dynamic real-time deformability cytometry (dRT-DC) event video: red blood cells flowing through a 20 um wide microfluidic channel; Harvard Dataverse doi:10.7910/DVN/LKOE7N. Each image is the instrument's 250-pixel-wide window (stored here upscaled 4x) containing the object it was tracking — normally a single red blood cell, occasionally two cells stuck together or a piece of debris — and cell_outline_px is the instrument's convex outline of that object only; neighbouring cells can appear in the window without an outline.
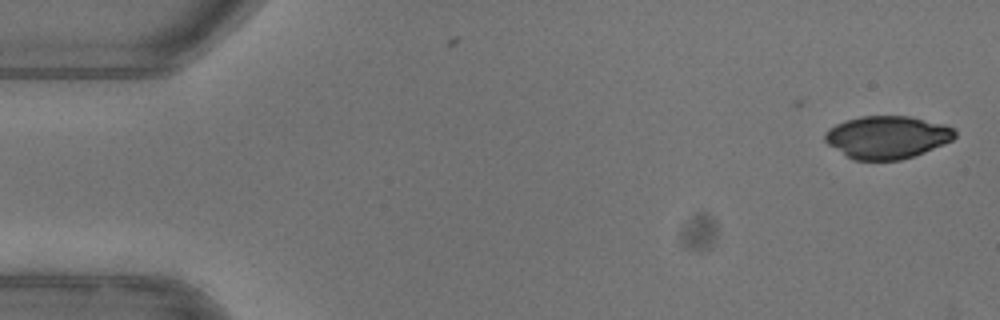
{"species": "common noctule bat (a hibernating species)", "species_latin": "Nyctalus noctula", "temperature_condition": "warm", "stored_images_in_passage": 10, "camera_frame_rate_fps": 3000, "um_per_image_px": 0.085, "animal": {"sex": "female"}, "frame": {"image": 1, "passage_image": 1, "time_ms": 0.0, "image_size_px": [1000, 320], "cell_outline_px": [[956, 136], [952, 140], [924, 152], [900, 160], [856, 160], [848, 156], [828, 144], [824, 140], [824, 132], [828, 128], [844, 120], [860, 116], [908, 116], [944, 124], [956, 128]], "centroid_in_image_um": [75.4, 11.64], "position_along_channel_um": 9.6, "area_um2": 32.25}}